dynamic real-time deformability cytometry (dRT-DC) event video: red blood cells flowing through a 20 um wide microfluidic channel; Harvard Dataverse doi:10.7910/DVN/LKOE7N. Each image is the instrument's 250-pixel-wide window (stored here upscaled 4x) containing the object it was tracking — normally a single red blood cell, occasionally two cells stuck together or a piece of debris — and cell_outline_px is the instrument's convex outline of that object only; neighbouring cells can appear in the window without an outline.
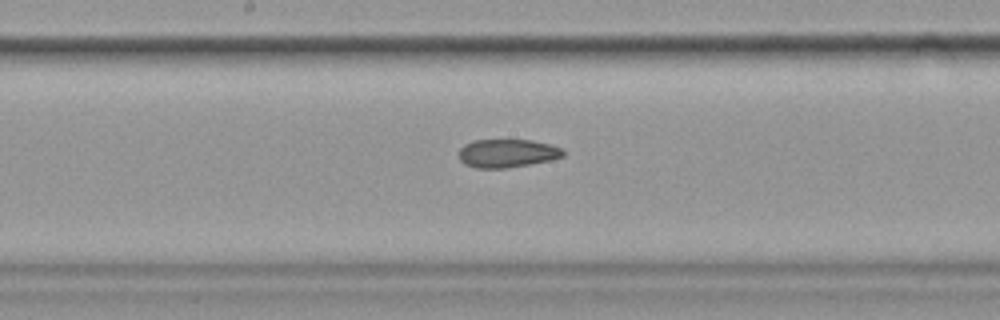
{"species": "common noctule bat (a hibernating species)", "species_latin": "Nyctalus noctula", "temperature_condition": "cold", "stored_images_in_passage": 10, "camera_frame_rate_fps": 3000, "um_per_image_px": 0.085, "animal": {"sex": "female", "body_mass_g": 19.9}, "frame": {"image": 1, "passage_image": 10, "time_ms": 11.667, "image_size_px": [1000, 320], "cell_outline_px": [[564, 156], [552, 160], [504, 168], [476, 168], [464, 164], [460, 160], [460, 148], [464, 144], [472, 140], [532, 140], [552, 144], [564, 148]], "centroid_in_image_um": [43.14, 13.02], "position_along_channel_um": 205.1, "area_um2": 17.34}}